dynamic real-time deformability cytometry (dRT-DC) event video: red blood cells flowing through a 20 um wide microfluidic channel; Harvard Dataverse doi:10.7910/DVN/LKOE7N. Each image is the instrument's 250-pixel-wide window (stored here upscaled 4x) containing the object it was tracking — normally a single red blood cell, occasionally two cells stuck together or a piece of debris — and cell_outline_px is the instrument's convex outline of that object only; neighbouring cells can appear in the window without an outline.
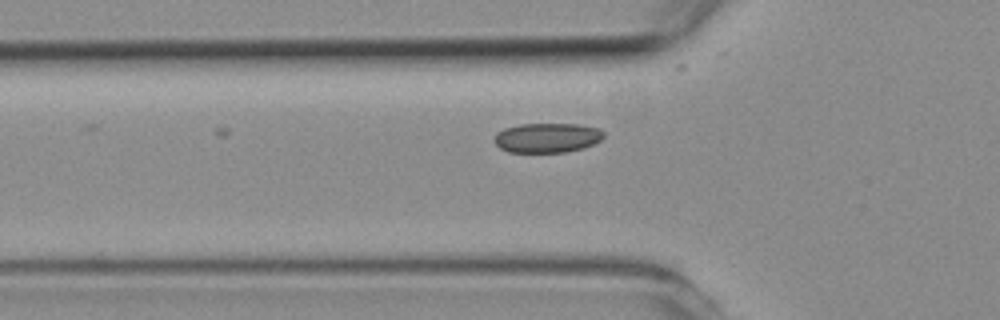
{"species": "common noctule bat (a hibernating species)", "species_latin": "Nyctalus noctula", "temperature_condition": "room temperature", "stored_images_in_passage": 5, "camera_frame_rate_fps": 3000, "um_per_image_px": 0.085, "animal": {"sex": "female", "body_mass_g": 19.3, "forearm_length_mm": 54.1}, "frame": {"image": 1, "passage_image": 5, "time_ms": 5.333, "image_size_px": [1000, 320], "cell_outline_px": [[604, 136], [600, 140], [584, 148], [564, 152], [508, 152], [500, 148], [496, 144], [496, 132], [504, 128], [520, 124], [576, 124], [600, 128], [604, 132]], "centroid_in_image_um": [46.52, 11.7], "position_along_channel_um": 79.3, "area_um2": 18.84}}